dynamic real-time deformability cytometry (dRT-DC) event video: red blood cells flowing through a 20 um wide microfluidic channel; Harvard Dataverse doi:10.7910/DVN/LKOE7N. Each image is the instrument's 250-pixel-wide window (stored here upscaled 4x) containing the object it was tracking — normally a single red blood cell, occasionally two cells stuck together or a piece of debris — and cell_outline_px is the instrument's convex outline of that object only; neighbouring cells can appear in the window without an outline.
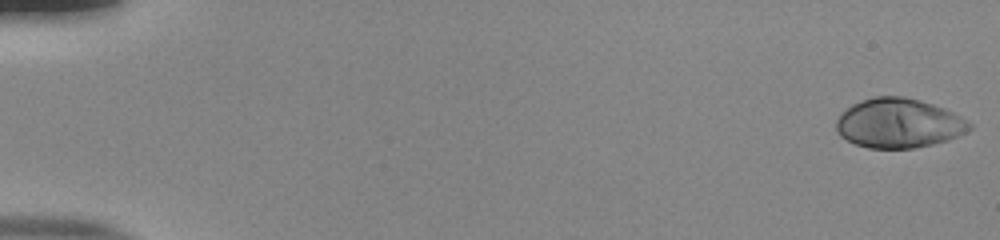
{"species": "human", "species_latin": "Homo sapiens", "temperature_condition": "room temperature", "stored_images_in_passage": 53, "camera_frame_rate_fps": 3000, "um_per_image_px": 0.085, "donor": {"sex": "male"}, "frame": {"image": 1, "passage_image": 1, "time_ms": 0.0, "image_size_px": [1000, 240], "cell_outline_px": [[972, 128], [948, 140], [932, 144], [912, 148], [868, 148], [856, 144], [840, 136], [836, 128], [836, 120], [840, 112], [852, 104], [876, 96], [904, 96], [920, 100], [944, 108], [968, 120], [972, 124]], "centroid_in_image_um": [76.37, 10.46], "position_along_channel_um": 8.6, "area_um2": 38.32}}
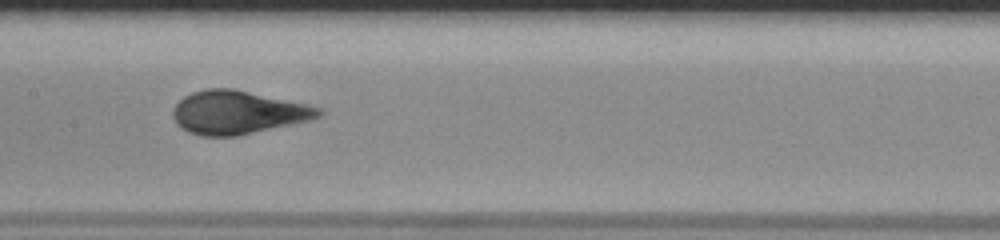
{"frame": {"image": 2, "passage_image": 28, "time_ms": 9.0, "image_size_px": [1000, 240], "cell_outline_px": [[324, 112], [320, 116], [312, 120], [236, 136], [200, 136], [188, 132], [180, 128], [176, 124], [172, 116], [172, 112], [176, 104], [184, 96], [192, 92], [208, 88], [232, 88], [308, 104], [324, 108]], "centroid_in_image_um": [20.23, 9.56], "position_along_channel_um": 187.2, "area_um2": 37.05}}
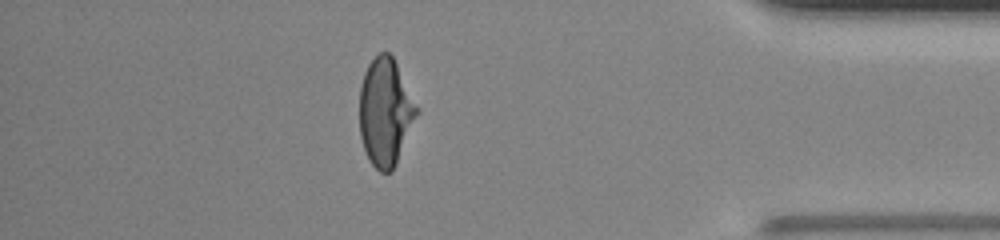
{"frame": {"image": 3, "passage_image": 47, "time_ms": 15.333, "image_size_px": [1000, 240], "cell_outline_px": [[420, 112], [396, 164], [392, 172], [380, 172], [368, 160], [360, 136], [360, 84], [364, 72], [368, 64], [380, 52], [388, 52], [392, 56], [420, 108]], "centroid_in_image_um": [32.78, 9.54], "position_along_channel_um": 402.4, "area_um2": 36.24}, "authors_computed_cell_mechanics": {"area_um2": 36.8186, "velocity_mm_per_s": 3.8994, "shape_relaxation_time_tau1_ms": 8.0177, "shape_relaxation_time_tau2_ms": null, "deformation_change_tau1": 0.2999, "deformation_change_tau2": null}}